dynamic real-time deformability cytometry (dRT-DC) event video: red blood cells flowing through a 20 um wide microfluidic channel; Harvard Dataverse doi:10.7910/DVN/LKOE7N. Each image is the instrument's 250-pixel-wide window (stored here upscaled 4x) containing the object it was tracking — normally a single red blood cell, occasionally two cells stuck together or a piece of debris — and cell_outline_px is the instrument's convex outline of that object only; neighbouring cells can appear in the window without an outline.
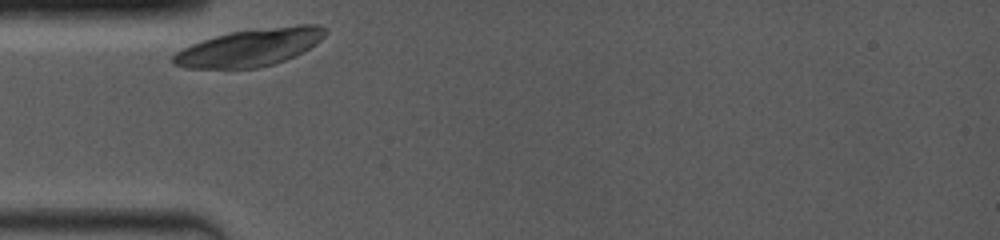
{"species": "common noctule bat (a hibernating species)", "species_latin": "Nyctalus noctula", "temperature_condition": "room temperature", "stored_images_in_passage": 16, "camera_frame_rate_fps": 4000, "um_per_image_px": 0.085, "animal": {"sex": "female", "body_mass_g": 19.0, "forearm_length_mm": 53.3}, "frame": {"image": 1, "passage_image": 1, "time_ms": 0.0, "image_size_px": [1000, 240], "cell_outline_px": [[328, 32], [316, 44], [284, 60], [272, 64], [256, 68], [184, 68], [172, 64], [172, 56], [176, 52], [192, 44], [216, 36], [232, 32], [300, 24], [320, 24], [328, 28]], "centroid_in_image_um": [21.26, 4.03], "position_along_channel_um": 63.7, "area_um2": 32.71}}
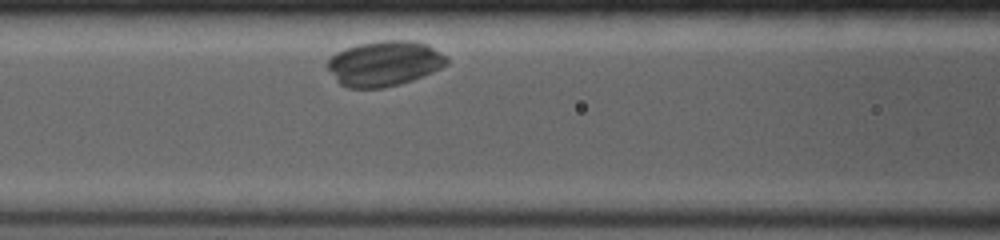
{"frame": {"image": 2, "passage_image": 10, "time_ms": 2.0, "image_size_px": [1000, 240], "cell_outline_px": [[448, 64], [432, 72], [412, 80], [400, 84], [384, 88], [348, 88], [340, 84], [336, 80], [324, 64], [336, 52], [344, 48], [356, 44], [380, 40], [416, 40], [428, 44], [448, 56]], "centroid_in_image_um": [32.67, 5.38], "position_along_channel_um": 133.9, "area_um2": 31.91}}
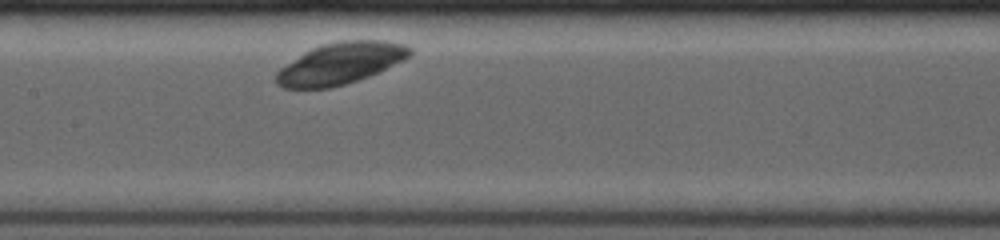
{"frame": {"image": 3, "passage_image": 12, "time_ms": 3.25, "image_size_px": [1000, 240], "cell_outline_px": [[412, 52], [408, 56], [380, 72], [344, 84], [328, 88], [284, 88], [276, 84], [276, 72], [280, 68], [304, 52], [320, 44], [340, 40], [384, 40], [404, 44], [412, 48]], "centroid_in_image_um": [28.92, 5.37], "position_along_channel_um": 178.5, "area_um2": 32.19}}